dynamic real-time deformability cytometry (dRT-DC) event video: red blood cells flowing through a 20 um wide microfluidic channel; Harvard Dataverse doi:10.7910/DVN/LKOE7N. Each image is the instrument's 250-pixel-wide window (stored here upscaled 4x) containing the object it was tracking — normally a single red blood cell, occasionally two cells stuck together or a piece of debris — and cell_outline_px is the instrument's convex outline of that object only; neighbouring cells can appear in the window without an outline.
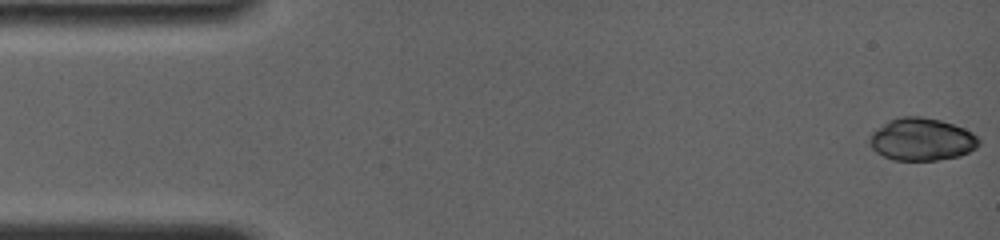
{"species": "common noctule bat (a hibernating species)", "species_latin": "Nyctalus noctula", "temperature_condition": "room temperature", "stored_images_in_passage": 59, "camera_frame_rate_fps": 4000, "um_per_image_px": 0.085, "animal": {"sex": "female", "body_mass_g": 19.0, "forearm_length_mm": 56.7}, "frame": {"image": 1, "passage_image": 1, "time_ms": 0.0, "image_size_px": [1000, 240], "cell_outline_px": [[980, 144], [976, 148], [960, 156], [936, 160], [892, 160], [876, 152], [872, 148], [868, 140], [872, 132], [888, 120], [900, 116], [920, 116], [940, 120], [964, 128], [972, 132], [980, 140]], "centroid_in_image_um": [78.34, 11.84], "position_along_channel_um": 6.7, "area_um2": 27.17}}
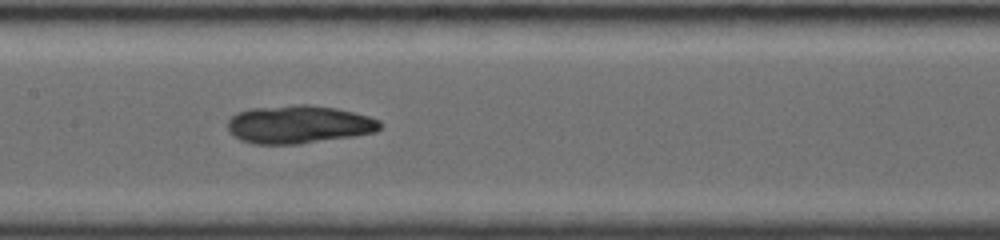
{"frame": {"image": 2, "passage_image": 32, "time_ms": 7.75, "image_size_px": [1000, 240], "cell_outline_px": [[384, 124], [376, 132], [352, 136], [300, 144], [252, 144], [240, 140], [228, 132], [228, 120], [236, 112], [248, 108], [296, 104], [308, 104], [336, 108], [368, 116], [380, 120]], "centroid_in_image_um": [25.37, 10.57], "position_along_channel_um": 182.0, "area_um2": 34.16}}
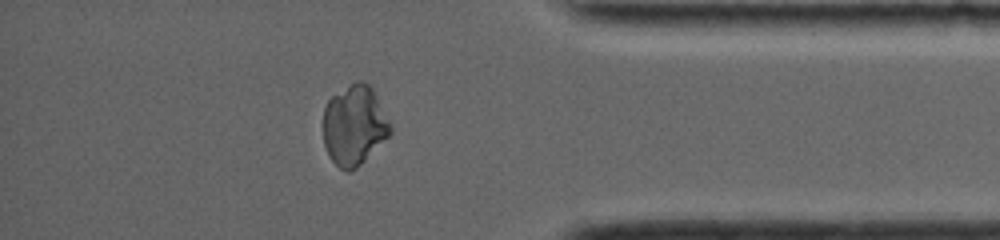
{"frame": {"image": 3, "passage_image": 56, "time_ms": 13.75, "image_size_px": [1000, 240], "cell_outline_px": [[392, 132], [352, 172], [348, 172], [340, 168], [328, 156], [324, 144], [324, 108], [328, 100], [332, 96], [356, 80], [364, 80], [372, 88], [392, 128]], "centroid_in_image_um": [30.09, 10.65], "position_along_channel_um": 405.1, "area_um2": 30.92}}